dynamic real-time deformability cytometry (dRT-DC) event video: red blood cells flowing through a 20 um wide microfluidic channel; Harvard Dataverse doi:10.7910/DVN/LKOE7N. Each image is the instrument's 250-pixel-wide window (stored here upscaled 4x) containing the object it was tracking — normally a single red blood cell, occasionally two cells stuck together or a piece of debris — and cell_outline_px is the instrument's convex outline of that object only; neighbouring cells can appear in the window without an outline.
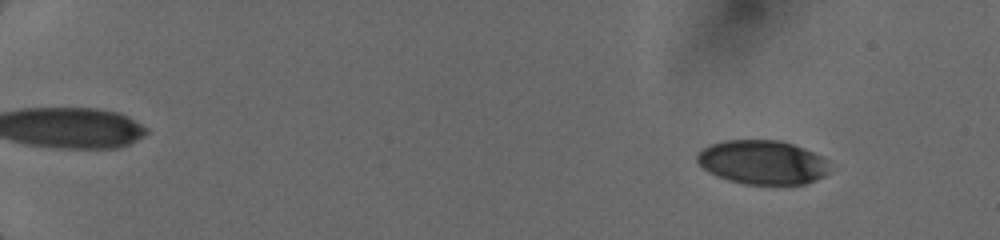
{"species": "human", "species_latin": "Homo sapiens", "temperature_condition": "cold", "stored_images_in_passage": 16, "camera_frame_rate_fps": 3000, "um_per_image_px": 0.085, "donor": {"sex": "female"}, "frame": {"image": 1, "passage_image": 3, "time_ms": 1.0, "image_size_px": [1000, 240], "cell_outline_px": [[828, 172], [824, 176], [804, 184], [744, 184], [728, 180], [704, 168], [696, 160], [696, 156], [704, 148], [712, 144], [724, 140], [780, 140], [804, 148], [820, 156], [824, 160]], "centroid_in_image_um": [64.79, 13.79], "position_along_channel_um": 20.2, "area_um2": 33.41}}
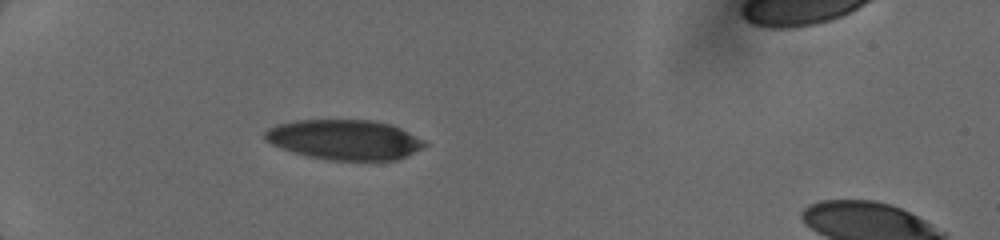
{"frame": {"image": 2, "passage_image": 12, "time_ms": 5.0, "image_size_px": [1000, 240], "cell_outline_px": [[428, 144], [396, 160], [328, 160], [308, 156], [292, 152], [272, 144], [264, 140], [264, 132], [268, 128], [276, 124], [296, 120], [372, 120], [392, 124], [424, 140]], "centroid_in_image_um": [29.24, 11.86], "position_along_channel_um": 55.8, "area_um2": 37.17}}
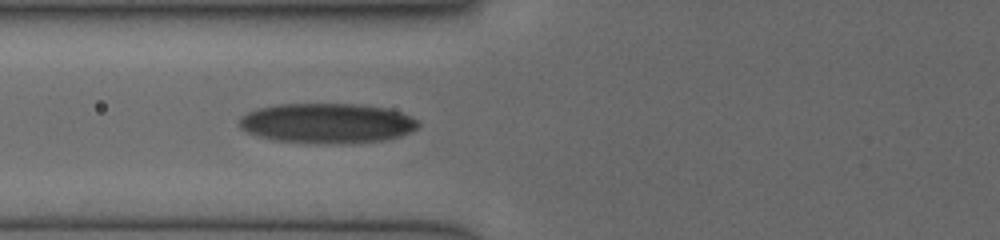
{"frame": {"image": 3, "passage_image": 16, "time_ms": 6.667, "image_size_px": [1000, 240], "cell_outline_px": [[420, 124], [416, 128], [400, 136], [380, 140], [272, 140], [248, 132], [240, 128], [240, 116], [248, 112], [260, 108], [276, 104], [360, 104], [388, 108], [400, 112], [416, 120]], "centroid_in_image_um": [27.77, 10.4], "position_along_channel_um": 98.0, "area_um2": 39.77}}